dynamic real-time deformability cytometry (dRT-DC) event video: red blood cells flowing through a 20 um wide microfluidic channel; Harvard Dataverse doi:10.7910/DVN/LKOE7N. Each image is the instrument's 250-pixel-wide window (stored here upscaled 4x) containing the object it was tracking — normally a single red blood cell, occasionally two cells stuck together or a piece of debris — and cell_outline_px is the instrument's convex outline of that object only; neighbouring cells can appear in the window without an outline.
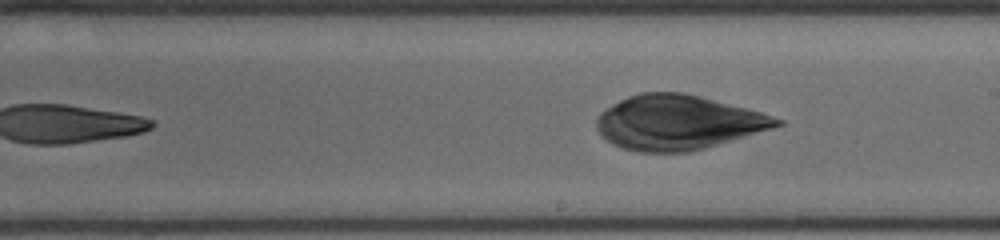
{"species": "human", "species_latin": "Homo sapiens", "temperature_condition": "cold", "stored_images_in_passage": 15, "segment_of_instrument_passage": [2, 2], "camera_frame_rate_fps": 3000, "um_per_image_px": 0.085, "donor": {"sex": "male"}, "frame": {"image": 1, "passage_image": 15, "time_ms": 5.667, "image_size_px": [1000, 240], "cell_outline_px": [[784, 124], [772, 128], [704, 148], [688, 152], [640, 152], [624, 148], [612, 144], [596, 128], [596, 120], [600, 112], [612, 104], [628, 96], [640, 92], [684, 92], [760, 112], [784, 120]], "centroid_in_image_um": [57.59, 10.4], "position_along_channel_um": 231.4, "area_um2": 56.7}}